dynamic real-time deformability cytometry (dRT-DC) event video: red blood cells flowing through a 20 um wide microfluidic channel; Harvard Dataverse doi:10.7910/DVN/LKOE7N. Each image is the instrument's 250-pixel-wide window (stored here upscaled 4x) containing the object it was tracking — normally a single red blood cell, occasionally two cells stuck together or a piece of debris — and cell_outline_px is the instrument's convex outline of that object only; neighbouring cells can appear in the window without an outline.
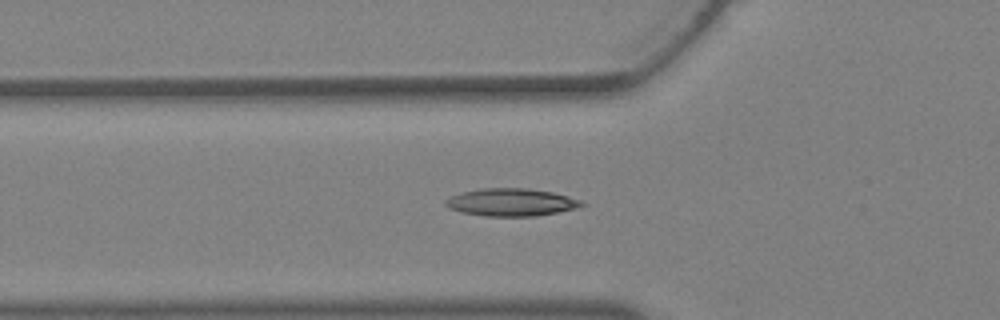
{"species": "Egyptian fruit bat (a non-hibernating species)", "species_latin": "Rousettus aegyptiacus", "temperature_condition": "warm", "stored_images_in_passage": 37, "camera_frame_rate_fps": 3000, "um_per_image_px": 0.085, "animal": {"sex": "female"}, "frame": {"image": 1, "passage_image": 12, "time_ms": 3.667, "image_size_px": [1000, 320], "cell_outline_px": [[584, 204], [576, 208], [536, 216], [484, 216], [460, 212], [448, 208], [444, 204], [444, 200], [452, 196], [464, 192], [480, 188], [528, 188], [552, 192], [580, 200]], "centroid_in_image_um": [43.4, 17.19], "position_along_channel_um": 82.4, "area_um2": 21.73}}
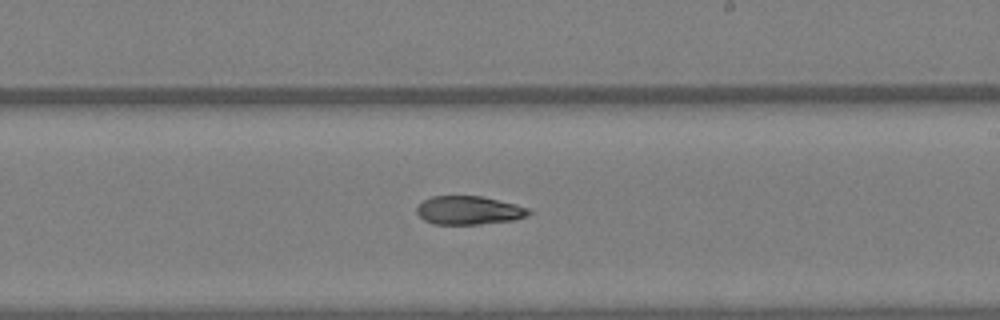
{"frame": {"image": 2, "passage_image": 21, "time_ms": 6.667, "image_size_px": [1000, 320], "cell_outline_px": [[532, 212], [528, 216], [512, 220], [476, 224], [432, 224], [424, 220], [416, 212], [416, 208], [424, 200], [432, 196], [480, 196], [516, 204], [532, 208]], "centroid_in_image_um": [39.88, 17.87], "position_along_channel_um": 249.1, "area_um2": 18.61}}
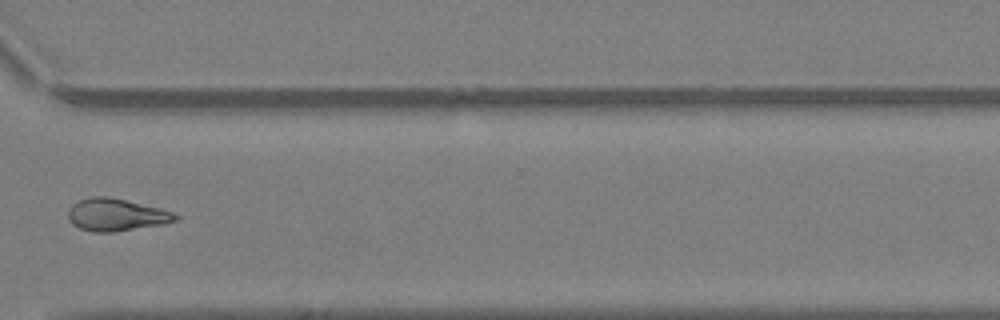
{"frame": {"image": 3, "passage_image": 27, "time_ms": 8.667, "image_size_px": [1000, 320], "cell_outline_px": [[180, 216], [176, 220], [164, 224], [112, 232], [92, 232], [80, 228], [72, 224], [68, 216], [68, 212], [72, 204], [76, 200], [92, 196], [108, 196], [160, 208], [172, 212]], "centroid_in_image_um": [9.85, 18.25], "position_along_channel_um": 360.7, "area_um2": 20.23}}